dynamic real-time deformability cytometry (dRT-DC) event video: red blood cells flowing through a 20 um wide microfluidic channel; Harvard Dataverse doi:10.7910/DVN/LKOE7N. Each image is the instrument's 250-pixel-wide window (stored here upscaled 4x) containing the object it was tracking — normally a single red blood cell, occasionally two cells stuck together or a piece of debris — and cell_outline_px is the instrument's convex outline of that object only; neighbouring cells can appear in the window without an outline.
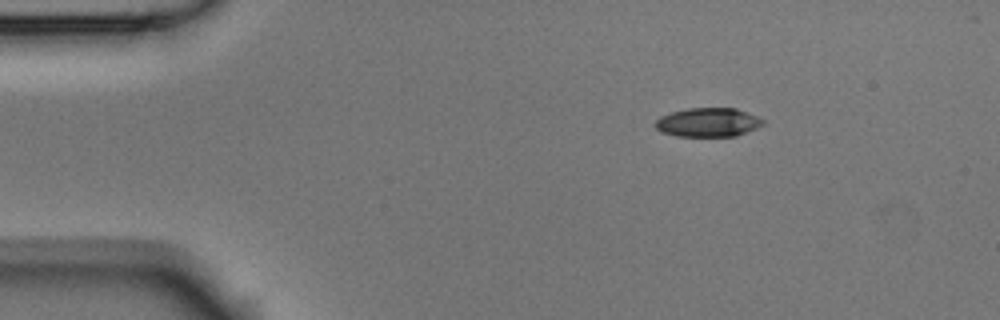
{"species": "Egyptian fruit bat (a non-hibernating species)", "species_latin": "Rousettus aegyptiacus", "temperature_condition": "room temperature", "stored_images_in_passage": 3, "camera_frame_rate_fps": 3000, "um_per_image_px": 0.085, "animal": {"sex": "male"}, "frame": {"image": 1, "passage_image": 1, "time_ms": 0.0, "image_size_px": [1000, 320], "cell_outline_px": [[768, 120], [764, 124], [756, 128], [736, 136], [676, 136], [660, 132], [652, 124], [660, 116], [672, 112], [688, 108], [736, 108]], "centroid_in_image_um": [60.18, 10.4], "position_along_channel_um": 24.8, "area_um2": 18.38}}